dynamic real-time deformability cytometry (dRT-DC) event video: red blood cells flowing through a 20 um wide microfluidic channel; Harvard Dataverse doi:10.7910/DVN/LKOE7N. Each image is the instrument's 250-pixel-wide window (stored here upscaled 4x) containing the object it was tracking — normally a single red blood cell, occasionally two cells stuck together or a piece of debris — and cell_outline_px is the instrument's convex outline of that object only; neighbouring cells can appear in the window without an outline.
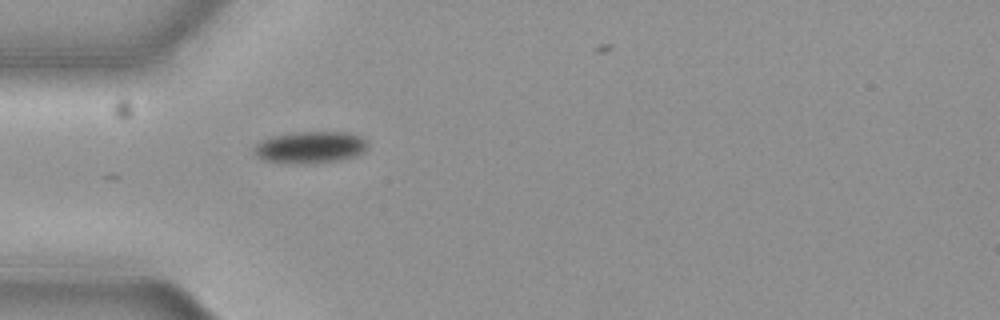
{"species": "common noctule bat (a hibernating species)", "species_latin": "Nyctalus noctula", "temperature_condition": "cold", "stored_images_in_passage": 23, "camera_frame_rate_fps": 3000, "um_per_image_px": 0.085, "animal": {"sex": "female", "body_mass_g": 19.3, "forearm_length_mm": 54.1}, "frame": {"image": 1, "passage_image": 1, "time_ms": 0.0, "image_size_px": [1000, 320], "cell_outline_px": [[368, 144], [360, 152], [352, 156], [336, 160], [308, 164], [284, 164], [264, 160], [256, 156], [252, 152], [252, 148], [256, 144], [272, 136], [292, 132], [348, 132], [360, 136], [368, 140]], "centroid_in_image_um": [26.29, 12.52], "position_along_channel_um": 58.7, "area_um2": 21.15}}
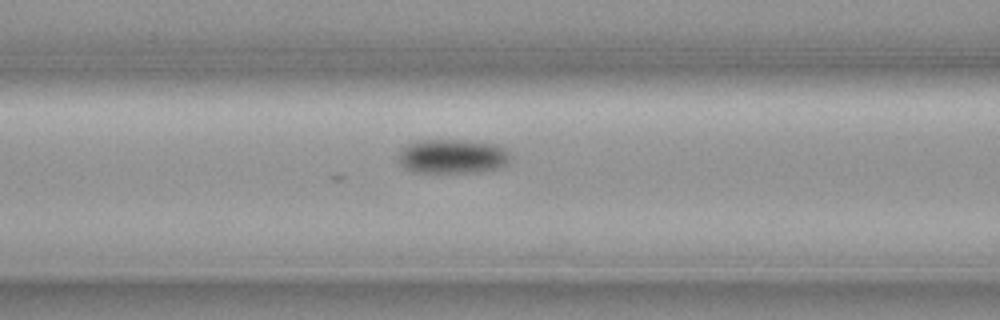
{"frame": {"image": 2, "passage_image": 7, "time_ms": 2.0, "image_size_px": [1000, 320], "cell_outline_px": [[512, 156], [504, 164], [496, 168], [476, 172], [412, 172], [404, 168], [396, 160], [396, 156], [400, 148], [408, 144], [420, 140], [464, 140], [496, 144], [504, 148]], "centroid_in_image_um": [38.37, 13.28], "position_along_channel_um": 128.2, "area_um2": 22.54}}
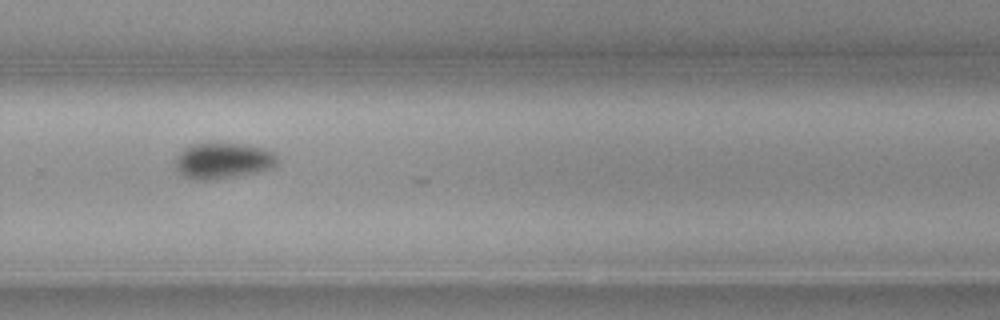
{"frame": {"image": 3, "passage_image": 22, "time_ms": 7.0, "image_size_px": [1000, 320], "cell_outline_px": [[276, 164], [272, 168], [256, 172], [236, 176], [212, 180], [192, 180], [184, 176], [176, 168], [176, 156], [184, 148], [192, 144], [212, 140], [240, 144], [264, 148], [272, 152], [276, 156]], "centroid_in_image_um": [18.91, 13.63], "position_along_channel_um": 310.9, "area_um2": 21.79}}